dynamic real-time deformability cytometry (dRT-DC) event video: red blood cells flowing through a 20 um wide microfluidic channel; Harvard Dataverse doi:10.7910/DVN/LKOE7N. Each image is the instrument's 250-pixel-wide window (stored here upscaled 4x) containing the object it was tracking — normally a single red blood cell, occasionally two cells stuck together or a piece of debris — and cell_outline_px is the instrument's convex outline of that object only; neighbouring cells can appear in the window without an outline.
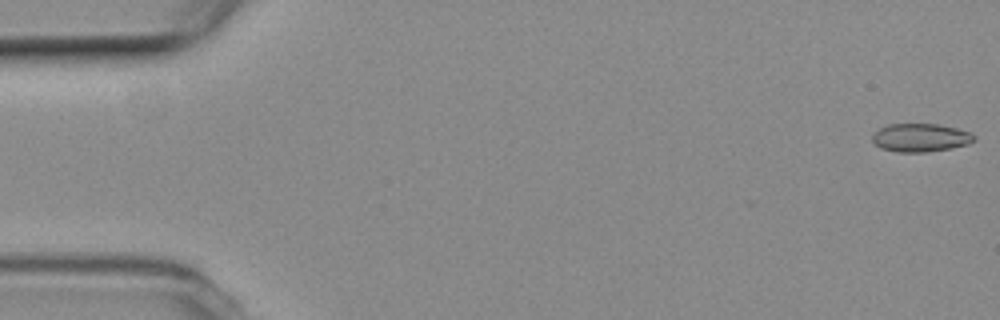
{"species": "common noctule bat (a hibernating species)", "species_latin": "Nyctalus noctula", "temperature_condition": "room temperature", "stored_images_in_passage": 10, "camera_frame_rate_fps": 3000, "um_per_image_px": 0.085, "animal": {"sex": "female", "body_mass_g": 19.3, "forearm_length_mm": 54.1}, "frame": {"image": 1, "passage_image": 1, "time_ms": 0.0, "image_size_px": [1000, 320], "cell_outline_px": [[976, 140], [968, 144], [952, 148], [928, 152], [896, 152], [880, 148], [872, 140], [872, 136], [880, 128], [888, 124], [940, 124], [972, 132], [976, 136]], "centroid_in_image_um": [78.29, 11.7], "position_along_channel_um": 6.7, "area_um2": 16.94}}